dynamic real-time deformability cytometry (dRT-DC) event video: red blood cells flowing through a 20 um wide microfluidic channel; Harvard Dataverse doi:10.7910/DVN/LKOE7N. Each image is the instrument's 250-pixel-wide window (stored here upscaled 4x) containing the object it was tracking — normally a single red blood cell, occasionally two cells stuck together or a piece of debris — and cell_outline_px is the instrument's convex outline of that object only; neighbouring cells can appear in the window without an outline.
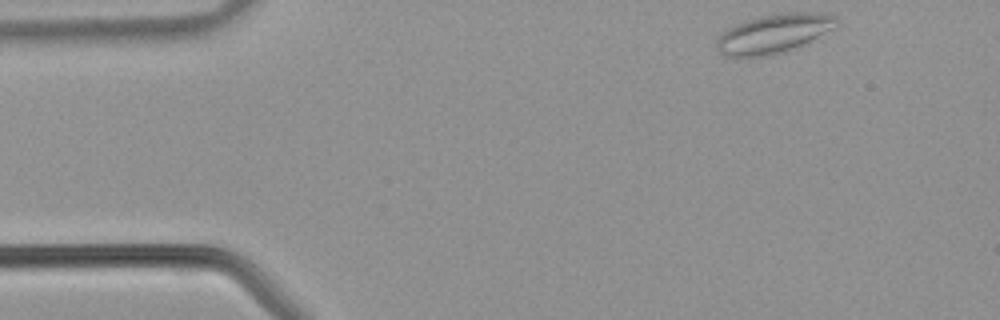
{"species": "common noctule bat (a hibernating species)", "species_latin": "Nyctalus noctula", "temperature_condition": "warm", "stored_images_in_passage": 37, "camera_frame_rate_fps": 3000, "um_per_image_px": 0.085, "animal": {"sex": "male", "body_mass_g": 21.5, "forearm_length_mm": 52.0}, "frame": {"image": 1, "passage_image": 1, "time_ms": 0.0, "image_size_px": [1000, 320], "cell_outline_px": [[836, 16], [832, 28], [792, 48], [780, 52], [764, 56], [724, 56], [716, 48], [716, 40], [728, 28], [736, 24], [748, 20], [764, 16], [788, 12], [820, 12]], "centroid_in_image_um": [65.69, 2.84], "position_along_channel_um": 19.3, "area_um2": 26.13}}
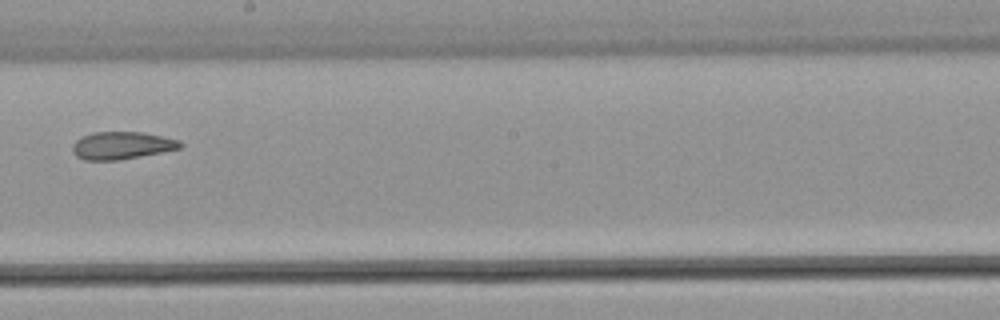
{"frame": {"image": 2, "passage_image": 19, "time_ms": 6.0, "image_size_px": [1000, 320], "cell_outline_px": [[184, 144], [180, 148], [120, 160], [84, 160], [76, 156], [72, 152], [72, 144], [76, 140], [92, 132], [144, 132], [180, 140]], "centroid_in_image_um": [10.34, 12.36], "position_along_channel_um": 237.9, "area_um2": 17.28}}
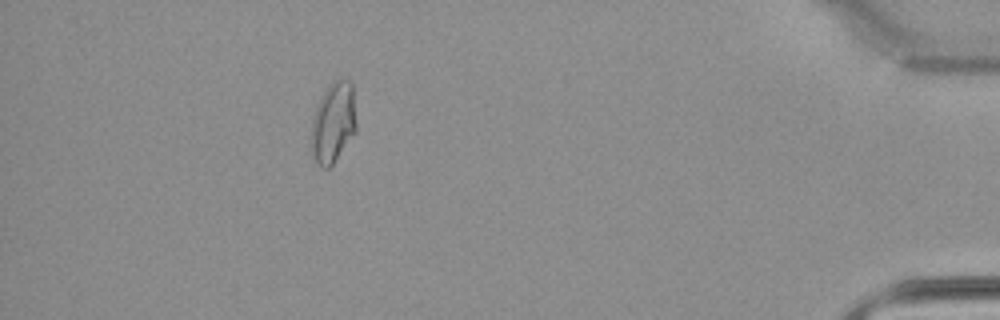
{"frame": {"image": 3, "passage_image": 33, "time_ms": 10.667, "image_size_px": [1000, 320], "cell_outline_px": [[356, 132], [332, 164], [328, 168], [320, 168], [312, 160], [308, 144], [308, 140], [312, 116], [316, 104], [328, 84], [332, 80], [340, 76], [344, 76], [352, 80], [356, 124]], "centroid_in_image_um": [28.26, 10.4], "position_along_channel_um": 406.9, "area_um2": 22.48}}